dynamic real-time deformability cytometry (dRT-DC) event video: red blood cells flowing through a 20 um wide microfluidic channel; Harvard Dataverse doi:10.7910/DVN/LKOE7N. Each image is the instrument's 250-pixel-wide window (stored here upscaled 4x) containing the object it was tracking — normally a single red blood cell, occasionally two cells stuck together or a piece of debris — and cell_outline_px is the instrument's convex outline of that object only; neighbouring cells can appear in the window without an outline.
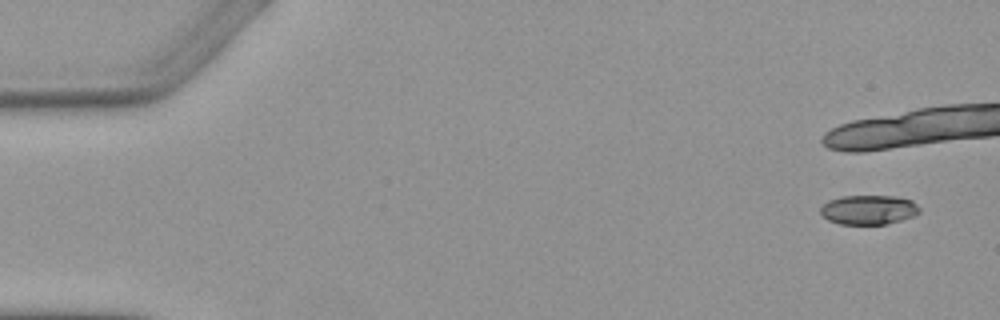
{"species": "Egyptian fruit bat (a non-hibernating species)", "species_latin": "Rousettus aegyptiacus", "temperature_condition": "warm", "stored_images_in_passage": 6, "camera_frame_rate_fps": 3000, "um_per_image_px": 0.085, "animal": {"sex": "female"}, "frame": {"image": 1, "passage_image": 1, "time_ms": 0.0, "image_size_px": [1000, 320], "cell_outline_px": [[920, 212], [912, 216], [888, 224], [840, 224], [828, 220], [820, 212], [820, 208], [828, 200], [840, 196], [896, 196], [912, 200], [920, 208]], "centroid_in_image_um": [73.83, 17.82], "position_along_channel_um": 11.2, "area_um2": 16.99}}